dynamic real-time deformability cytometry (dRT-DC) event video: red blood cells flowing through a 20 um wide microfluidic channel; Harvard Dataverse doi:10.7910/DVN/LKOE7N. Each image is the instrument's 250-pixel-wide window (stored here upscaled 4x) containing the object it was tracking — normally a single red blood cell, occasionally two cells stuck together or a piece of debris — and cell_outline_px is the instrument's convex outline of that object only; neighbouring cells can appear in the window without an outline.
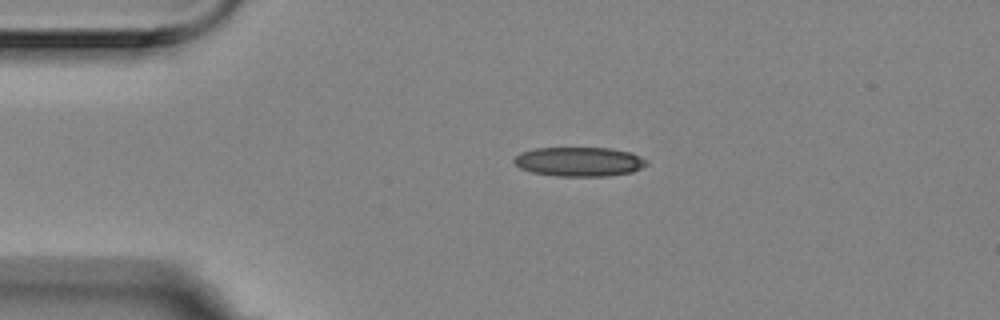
{"species": "Egyptian fruit bat (a non-hibernating species)", "species_latin": "Rousettus aegyptiacus", "temperature_condition": "room temperature", "stored_images_in_passage": 2, "camera_frame_rate_fps": 3000, "um_per_image_px": 0.085, "animal": {"sex": "female"}, "frame": {"image": 1, "passage_image": 1, "time_ms": 0.0, "image_size_px": [1000, 320], "cell_outline_px": [[648, 164], [632, 172], [604, 176], [556, 176], [532, 172], [520, 168], [512, 160], [520, 152], [536, 148], [612, 148], [632, 152], [644, 160]], "centroid_in_image_um": [49.2, 13.74], "position_along_channel_um": 35.8, "area_um2": 22.54}}